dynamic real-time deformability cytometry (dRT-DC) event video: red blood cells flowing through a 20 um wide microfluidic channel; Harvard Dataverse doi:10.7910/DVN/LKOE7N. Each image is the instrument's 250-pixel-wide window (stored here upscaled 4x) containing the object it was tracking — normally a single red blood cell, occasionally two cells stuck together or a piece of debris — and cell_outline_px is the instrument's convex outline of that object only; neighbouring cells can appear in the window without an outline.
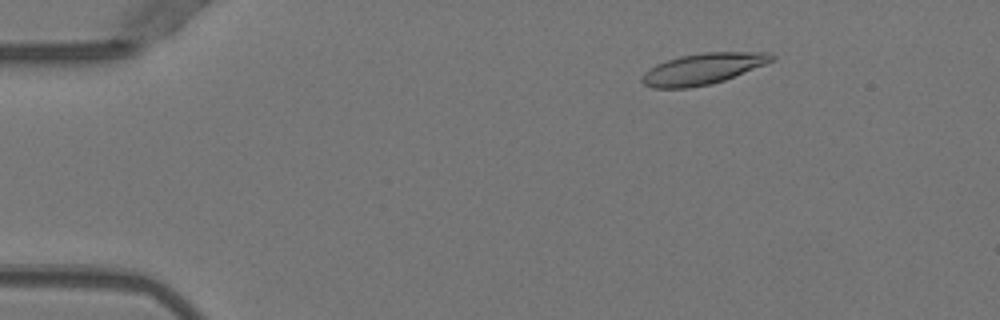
{"species": "Egyptian fruit bat (a non-hibernating species)", "species_latin": "Rousettus aegyptiacus", "temperature_condition": "warm", "stored_images_in_passage": 51, "camera_frame_rate_fps": 3000, "um_per_image_px": 0.085, "animal": {"sex": "female"}, "frame": {"image": 1, "passage_image": 8, "time_ms": 2.333, "image_size_px": [1000, 320], "cell_outline_px": [[776, 56], [772, 60], [764, 64], [724, 80], [708, 84], [688, 88], [652, 88], [644, 84], [640, 80], [640, 76], [644, 72], [656, 64], [680, 56], [704, 52], [768, 52]], "centroid_in_image_um": [59.69, 5.85], "position_along_channel_um": 25.3, "area_um2": 23.24}}
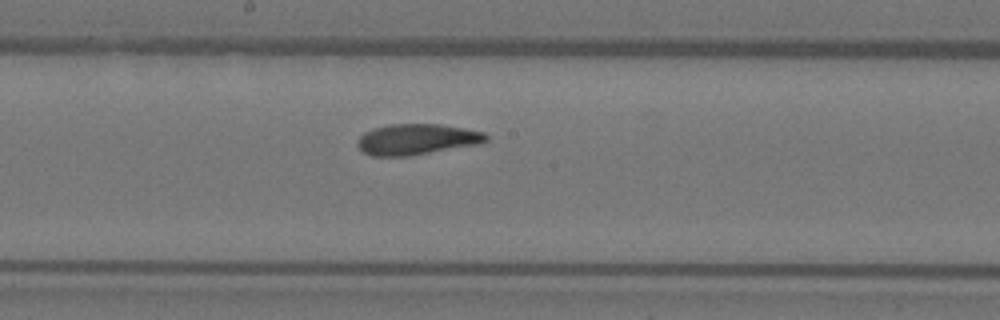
{"frame": {"image": 2, "passage_image": 28, "time_ms": 9.0, "image_size_px": [1000, 320], "cell_outline_px": [[488, 140], [480, 144], [404, 156], [372, 156], [364, 152], [356, 144], [356, 140], [364, 132], [372, 128], [388, 124], [440, 124], [464, 128], [484, 132], [488, 136]], "centroid_in_image_um": [35.4, 11.83], "position_along_channel_um": 212.8, "area_um2": 23.06}}
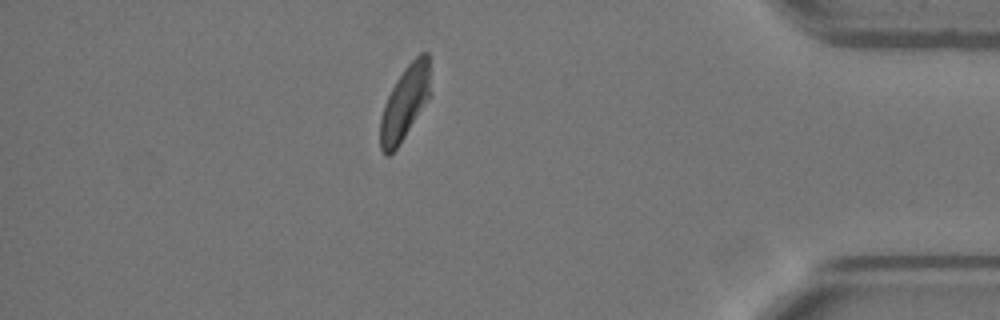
{"frame": {"image": 3, "passage_image": 45, "time_ms": 14.667, "image_size_px": [1000, 320], "cell_outline_px": [[432, 92], [404, 136], [396, 148], [388, 156], [384, 156], [380, 148], [380, 120], [384, 104], [396, 80], [404, 68], [420, 52], [428, 52]], "centroid_in_image_um": [34.42, 8.7], "position_along_channel_um": 400.8, "area_um2": 21.44}, "authors_computed_cell_mechanics": {"area_um2": 23.12, "velocity_mm_per_s": 3.969, "shape_relaxation_time_tau1_ms": 7.671, "shape_relaxation_time_tau2_ms": 1.2663, "deformation_change_tau1": 0.2192, "deformation_change_tau2": 0.0807}}